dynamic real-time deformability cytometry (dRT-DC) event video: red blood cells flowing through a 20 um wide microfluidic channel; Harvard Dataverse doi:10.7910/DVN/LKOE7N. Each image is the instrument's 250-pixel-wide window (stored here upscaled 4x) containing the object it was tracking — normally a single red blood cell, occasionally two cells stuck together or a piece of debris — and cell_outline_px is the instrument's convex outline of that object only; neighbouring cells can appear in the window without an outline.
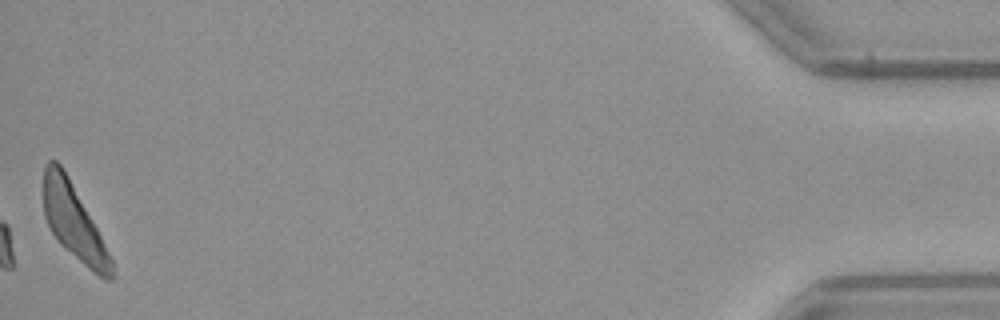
{"species": "common noctule bat (a hibernating species)", "species_latin": "Nyctalus noctula", "temperature_condition": "warm", "stored_images_in_passage": 52, "camera_frame_rate_fps": 3000, "um_per_image_px": 0.085, "animal": {"sex": "female", "body_mass_g": 21.9}, "frame": {"image": 1, "passage_image": 52, "time_ms": 17.0, "image_size_px": [1000, 320], "cell_outline_px": [[116, 276], [112, 280], [104, 280], [88, 268], [64, 248], [60, 244], [52, 232], [44, 216], [44, 164], [48, 160], [56, 160], [60, 164], [68, 176], [96, 228], [112, 260]], "centroid_in_image_um": [6.27, 18.9], "position_along_channel_um": 428.9, "area_um2": 29.19}, "authors_computed_cell_mechanics": {"area_um2": 19.5653, "velocity_mm_per_s": 3.9847, "shape_relaxation_time_tau1_ms": 6.6766, "shape_relaxation_time_tau2_ms": 8.6097, "deformation_change_tau1": 0.1721, "deformation_change_tau2": 0.1279}}